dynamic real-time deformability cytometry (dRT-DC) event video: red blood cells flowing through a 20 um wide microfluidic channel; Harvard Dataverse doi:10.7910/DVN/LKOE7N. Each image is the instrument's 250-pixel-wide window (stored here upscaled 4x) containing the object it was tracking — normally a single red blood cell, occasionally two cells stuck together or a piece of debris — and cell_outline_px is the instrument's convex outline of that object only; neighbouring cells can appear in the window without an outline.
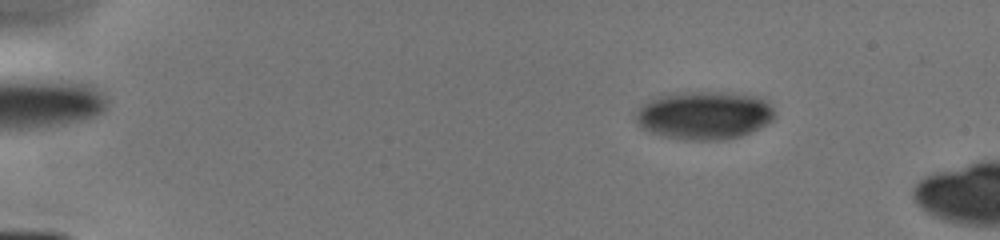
{"species": "human", "species_latin": "Homo sapiens", "temperature_condition": "cold", "stored_images_in_passage": 5, "camera_frame_rate_fps": 3000, "um_per_image_px": 0.085, "donor": {"sex": "male"}, "frame": {"image": 1, "passage_image": 3, "time_ms": 2.0, "image_size_px": [1000, 240], "cell_outline_px": [[776, 116], [768, 124], [752, 132], [740, 136], [724, 140], [680, 140], [648, 132], [636, 120], [636, 112], [644, 104], [660, 96], [684, 92], [708, 92], [752, 96], [764, 100], [772, 108]], "centroid_in_image_um": [59.87, 9.84], "position_along_channel_um": 25.1, "area_um2": 38.49}}